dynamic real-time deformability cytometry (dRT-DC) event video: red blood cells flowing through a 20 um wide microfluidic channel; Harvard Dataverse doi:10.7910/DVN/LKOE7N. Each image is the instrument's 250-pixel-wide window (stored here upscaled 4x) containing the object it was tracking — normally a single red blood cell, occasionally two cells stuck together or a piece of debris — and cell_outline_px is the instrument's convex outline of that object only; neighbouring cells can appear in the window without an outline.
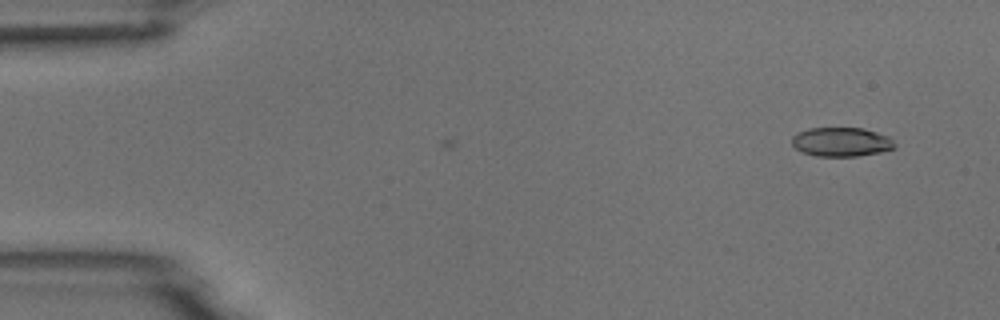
{"species": "common noctule bat (a hibernating species)", "species_latin": "Nyctalus noctula", "temperature_condition": "room temperature", "stored_images_in_passage": 2, "camera_frame_rate_fps": 3000, "um_per_image_px": 0.085, "animal": {"sex": "male", "body_mass_g": 18.8}, "frame": {"image": 1, "passage_image": 2, "time_ms": 0.333, "image_size_px": [1000, 320], "cell_outline_px": [[896, 148], [880, 152], [856, 156], [816, 156], [800, 152], [792, 144], [792, 136], [796, 132], [808, 128], [864, 128], [888, 136], [896, 144]], "centroid_in_image_um": [71.49, 12.06], "position_along_channel_um": 13.5, "area_um2": 17.57}}